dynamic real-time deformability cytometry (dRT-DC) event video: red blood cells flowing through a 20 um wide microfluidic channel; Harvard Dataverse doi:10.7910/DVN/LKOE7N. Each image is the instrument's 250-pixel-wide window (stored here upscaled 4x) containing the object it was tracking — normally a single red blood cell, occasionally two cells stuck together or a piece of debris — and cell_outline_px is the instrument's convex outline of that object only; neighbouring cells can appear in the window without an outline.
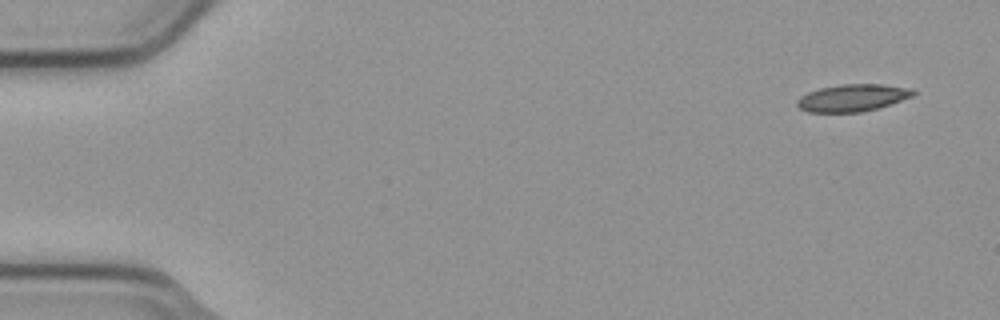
{"species": "common noctule bat (a hibernating species)", "species_latin": "Nyctalus noctula", "temperature_condition": "cold", "stored_images_in_passage": 5, "camera_frame_rate_fps": 3000, "um_per_image_px": 0.085, "animal": {"sex": "male", "body_mass_g": 23.1, "forearm_length_mm": 52.7}, "frame": {"image": 1, "passage_image": 1, "time_ms": 0.0, "image_size_px": [1000, 320], "cell_outline_px": [[916, 92], [912, 96], [876, 108], [860, 112], [808, 112], [800, 108], [796, 104], [796, 100], [800, 96], [808, 92], [820, 88], [844, 84], [880, 84], [912, 88]], "centroid_in_image_um": [72.43, 8.31], "position_along_channel_um": 12.6, "area_um2": 18.15}}
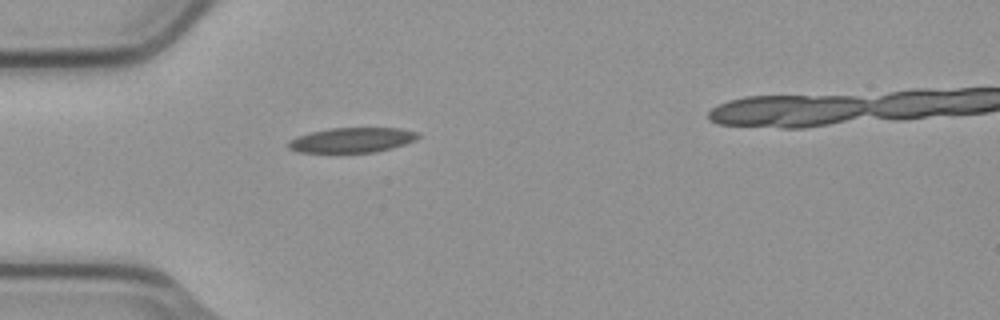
{"frame": {"image": 2, "passage_image": 4, "time_ms": 1.0, "image_size_px": [1000, 320], "cell_outline_px": [[420, 136], [416, 140], [392, 148], [376, 152], [296, 152], [288, 148], [288, 140], [296, 136], [328, 128], [400, 128], [420, 132]], "centroid_in_image_um": [29.93, 11.9], "position_along_channel_um": 55.1, "area_um2": 18.96}}